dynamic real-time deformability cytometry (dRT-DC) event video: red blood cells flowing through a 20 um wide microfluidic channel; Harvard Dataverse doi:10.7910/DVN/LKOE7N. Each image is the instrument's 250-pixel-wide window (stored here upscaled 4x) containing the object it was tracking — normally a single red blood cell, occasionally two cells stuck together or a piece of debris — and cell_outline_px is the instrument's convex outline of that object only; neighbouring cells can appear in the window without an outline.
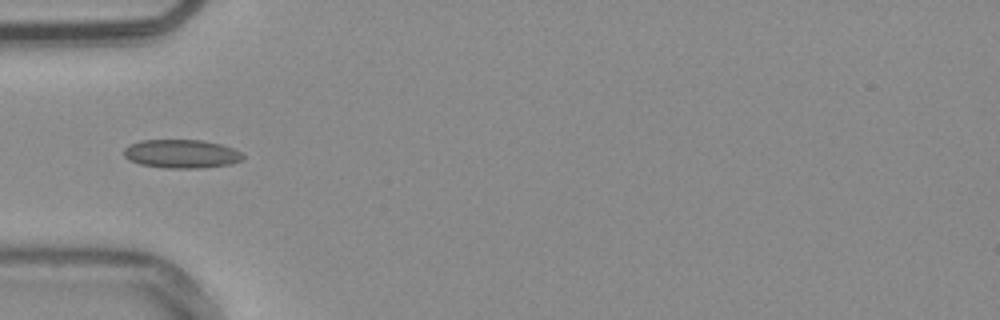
{"species": "common noctule bat (a hibernating species)", "species_latin": "Nyctalus noctula", "temperature_condition": "warm", "stored_images_in_passage": 37, "camera_frame_rate_fps": 3000, "um_per_image_px": 0.085, "animal": {"sex": "male", "body_mass_g": 20.4}, "frame": {"image": 1, "passage_image": 1, "time_ms": 0.0, "image_size_px": [1000, 320], "cell_outline_px": [[244, 156], [240, 160], [232, 164], [196, 168], [164, 168], [140, 164], [128, 160], [124, 156], [124, 148], [128, 144], [140, 140], [204, 140], [220, 144], [232, 148], [240, 152]], "centroid_in_image_um": [15.38, 13.07], "position_along_channel_um": 69.6, "area_um2": 19.88}}
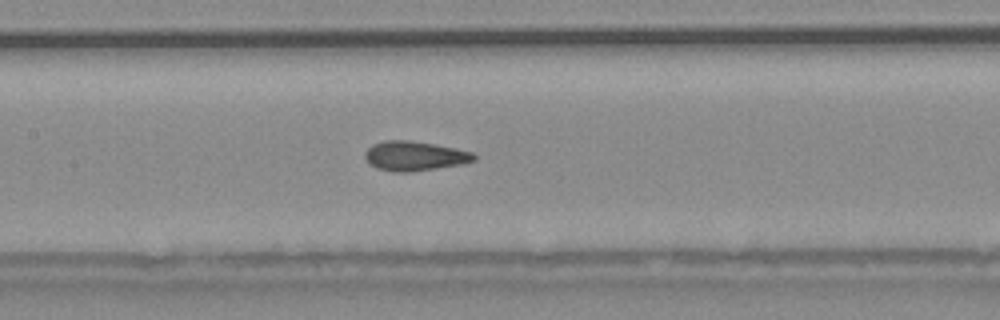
{"frame": {"image": 2, "passage_image": 9, "time_ms": 2.667, "image_size_px": [1000, 320], "cell_outline_px": [[476, 160], [464, 164], [412, 172], [392, 172], [376, 168], [368, 164], [364, 156], [364, 152], [372, 144], [384, 140], [408, 140], [436, 144], [476, 152]], "centroid_in_image_um": [35.25, 13.26], "position_along_channel_um": 172.1, "area_um2": 19.25}}
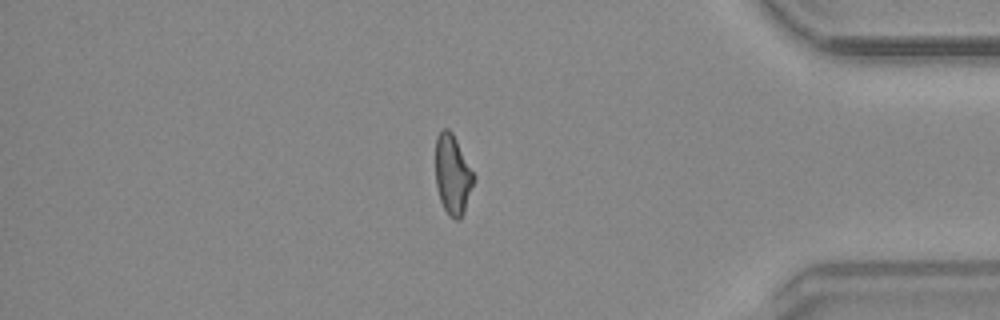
{"frame": {"image": 3, "passage_image": 29, "time_ms": 9.333, "image_size_px": [1000, 320], "cell_outline_px": [[476, 176], [464, 212], [460, 220], [456, 220], [448, 216], [440, 200], [436, 184], [436, 136], [444, 128], [448, 128], [452, 132]], "centroid_in_image_um": [38.48, 14.86], "position_along_channel_um": 396.7, "area_um2": 17.8}, "authors_computed_cell_mechanics": {"area_um2": 18.2648, "velocity_mm_per_s": 3.8066, "shape_relaxation_time_tau1_ms": null, "shape_relaxation_time_tau2_ms": 1.2977, "deformation_change_tau1": null, "deformation_change_tau2": 0.0625}}